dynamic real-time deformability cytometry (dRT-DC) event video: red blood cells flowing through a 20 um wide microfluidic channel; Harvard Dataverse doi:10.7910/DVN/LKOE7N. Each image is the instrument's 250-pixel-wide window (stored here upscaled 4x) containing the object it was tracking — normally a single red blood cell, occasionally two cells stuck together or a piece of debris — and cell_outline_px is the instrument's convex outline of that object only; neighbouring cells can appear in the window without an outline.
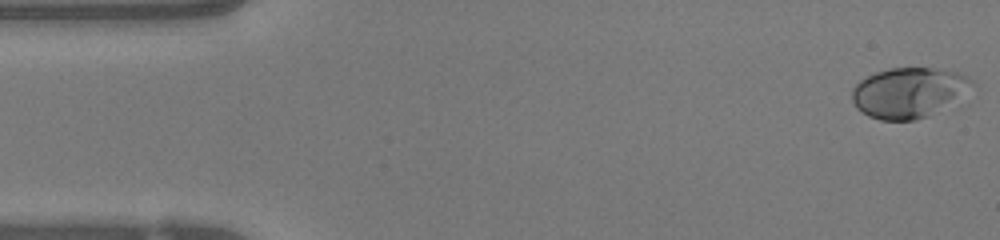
{"species": "human", "species_latin": "Homo sapiens", "temperature_condition": "warm", "stored_images_in_passage": 49, "camera_frame_rate_fps": 3000, "um_per_image_px": 0.085, "donor": {"sex": "female"}, "frame": {"image": 1, "passage_image": 1, "time_ms": 0.0, "image_size_px": [1000, 240], "cell_outline_px": [[976, 84], [928, 116], [916, 120], [880, 120], [868, 116], [856, 108], [852, 100], [852, 88], [860, 80], [876, 72], [888, 68], [932, 68], [956, 72], [972, 80]], "centroid_in_image_um": [77.15, 7.86], "position_along_channel_um": 7.8, "area_um2": 34.45}}
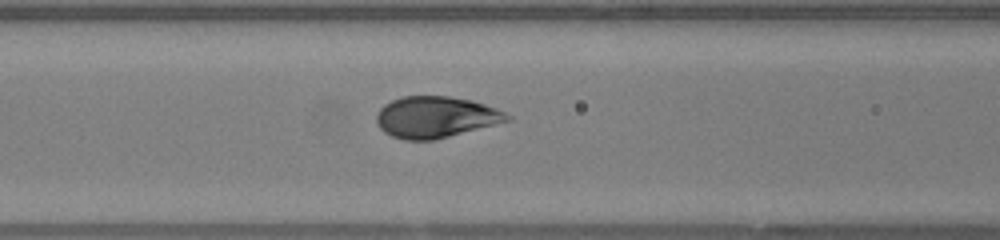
{"frame": {"image": 2, "passage_image": 19, "time_ms": 6.0, "image_size_px": [1000, 240], "cell_outline_px": [[512, 120], [432, 140], [404, 140], [392, 136], [384, 132], [380, 128], [376, 120], [376, 112], [384, 104], [392, 100], [404, 96], [448, 96], [472, 100], [496, 108], [512, 116]], "centroid_in_image_um": [37.02, 9.94], "position_along_channel_um": 129.6, "area_um2": 31.39}}
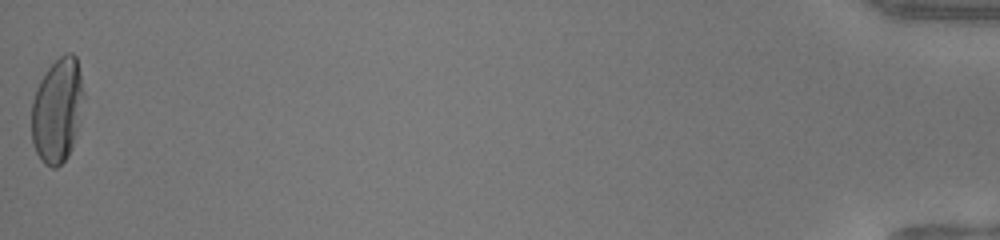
{"frame": {"image": 3, "passage_image": 49, "time_ms": 16.0, "image_size_px": [1000, 240], "cell_outline_px": [[84, 96], [72, 148], [68, 156], [56, 168], [52, 168], [44, 164], [40, 160], [32, 144], [32, 100], [36, 88], [40, 80], [48, 68], [64, 52], [72, 52], [76, 56], [80, 72], [84, 92]], "centroid_in_image_um": [4.86, 9.37], "position_along_channel_um": 430.3, "area_um2": 31.79}, "authors_computed_cell_mechanics": {"area_um2": 32.079, "velocity_mm_per_s": 4.0923, "shape_relaxation_time_tau1_ms": 3.181, "shape_relaxation_time_tau2_ms": null, "deformation_change_tau1": 0.1814, "deformation_change_tau2": null}}